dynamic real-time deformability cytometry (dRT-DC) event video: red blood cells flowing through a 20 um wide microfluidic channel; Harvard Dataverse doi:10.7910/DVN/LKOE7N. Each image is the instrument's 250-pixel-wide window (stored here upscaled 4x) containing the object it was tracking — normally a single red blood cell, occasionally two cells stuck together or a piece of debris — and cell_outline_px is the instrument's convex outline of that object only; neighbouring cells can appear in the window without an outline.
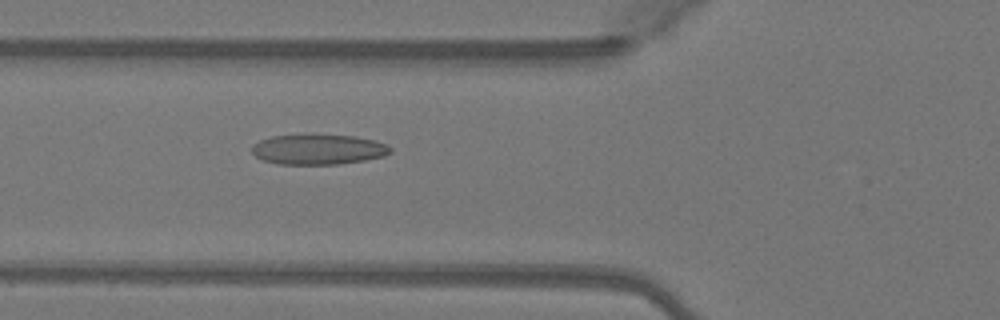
{"species": "Egyptian fruit bat (a non-hibernating species)", "species_latin": "Rousettus aegyptiacus", "temperature_condition": "warm", "stored_images_in_passage": 42, "camera_frame_rate_fps": 3000, "um_per_image_px": 0.085, "animal": {"sex": "female"}, "frame": {"image": 1, "passage_image": 16, "time_ms": 5.0, "image_size_px": [1000, 320], "cell_outline_px": [[392, 152], [384, 156], [364, 160], [336, 164], [276, 164], [260, 160], [252, 152], [252, 148], [260, 140], [272, 136], [304, 132], [312, 132], [356, 136], [388, 144], [392, 148]], "centroid_in_image_um": [27.04, 12.66], "position_along_channel_um": 98.8, "area_um2": 25.26}}
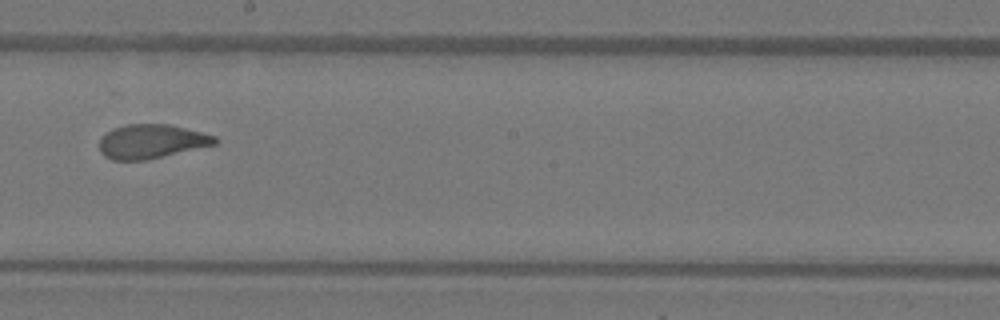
{"frame": {"image": 2, "passage_image": 26, "time_ms": 8.333, "image_size_px": [1000, 320], "cell_outline_px": [[216, 144], [144, 160], [112, 160], [104, 156], [100, 152], [100, 140], [108, 132], [124, 124], [168, 124], [216, 136]], "centroid_in_image_um": [12.84, 12.02], "position_along_channel_um": 235.4, "area_um2": 22.48}}
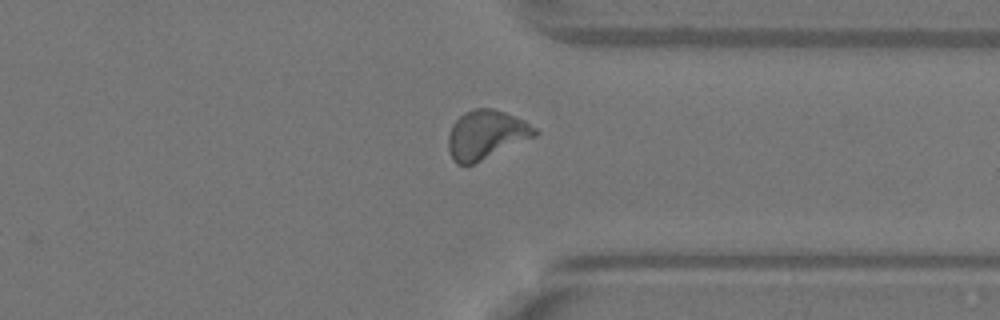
{"frame": {"image": 3, "passage_image": 36, "time_ms": 11.667, "image_size_px": [1000, 320], "cell_outline_px": [[540, 132], [536, 136], [472, 164], [456, 164], [452, 160], [448, 152], [448, 136], [452, 124], [464, 112], [472, 108], [492, 108], [516, 116], [524, 120], [536, 128]], "centroid_in_image_um": [41.3, 11.43], "position_along_channel_um": 370.1, "area_um2": 24.68}, "authors_computed_cell_mechanics": {"area_um2": 23.6691, "velocity_mm_per_s": 4.0863, "shape_relaxation_time_tau1_ms": 6.7624, "shape_relaxation_time_tau2_ms": 0.9446, "deformation_change_tau1": 0.2159, "deformation_change_tau2": 0.0773}}